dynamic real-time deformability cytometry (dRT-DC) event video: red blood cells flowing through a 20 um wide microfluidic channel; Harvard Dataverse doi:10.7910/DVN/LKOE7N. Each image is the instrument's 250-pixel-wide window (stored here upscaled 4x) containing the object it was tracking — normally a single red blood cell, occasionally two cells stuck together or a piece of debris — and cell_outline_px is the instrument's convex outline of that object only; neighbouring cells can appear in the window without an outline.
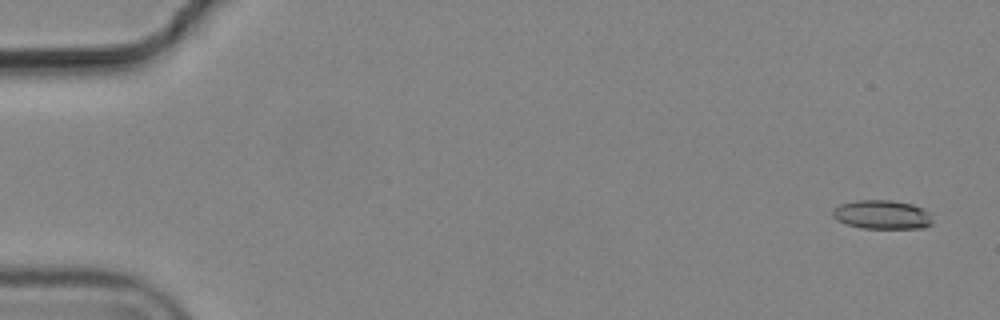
{"species": "common noctule bat (a hibernating species)", "species_latin": "Nyctalus noctula", "temperature_condition": "cold", "stored_images_in_passage": 5, "camera_frame_rate_fps": 3000, "um_per_image_px": 0.085, "animal": {"sex": "male", "body_mass_g": 19.2, "forearm_length_mm": 51.8}, "frame": {"image": 1, "passage_image": 1, "time_ms": 0.0, "image_size_px": [1000, 320], "cell_outline_px": [[932, 224], [924, 228], [860, 228], [836, 220], [832, 216], [832, 208], [840, 204], [856, 200], [892, 200], [912, 204], [928, 212], [932, 220]], "centroid_in_image_um": [74.94, 18.24], "position_along_channel_um": 10.1, "area_um2": 16.88}}
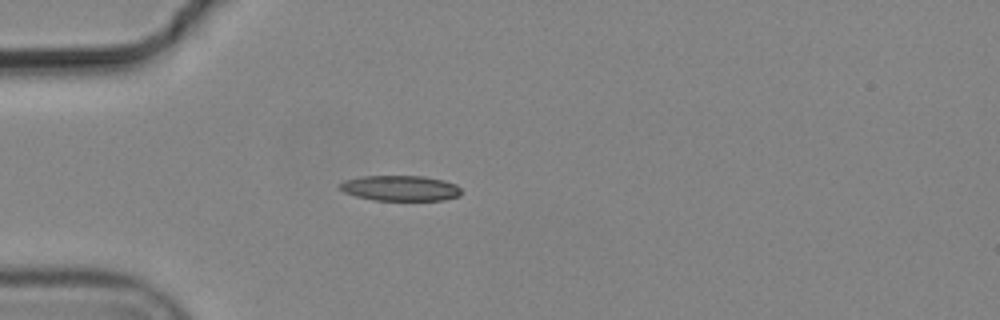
{"frame": {"image": 2, "passage_image": 5, "time_ms": 1.333, "image_size_px": [1000, 320], "cell_outline_px": [[460, 196], [444, 200], [372, 200], [356, 196], [344, 192], [340, 188], [340, 184], [344, 180], [364, 176], [424, 176], [444, 180], [456, 184], [460, 188]], "centroid_in_image_um": [34.05, 15.99], "position_along_channel_um": 51.0, "area_um2": 17.98}}